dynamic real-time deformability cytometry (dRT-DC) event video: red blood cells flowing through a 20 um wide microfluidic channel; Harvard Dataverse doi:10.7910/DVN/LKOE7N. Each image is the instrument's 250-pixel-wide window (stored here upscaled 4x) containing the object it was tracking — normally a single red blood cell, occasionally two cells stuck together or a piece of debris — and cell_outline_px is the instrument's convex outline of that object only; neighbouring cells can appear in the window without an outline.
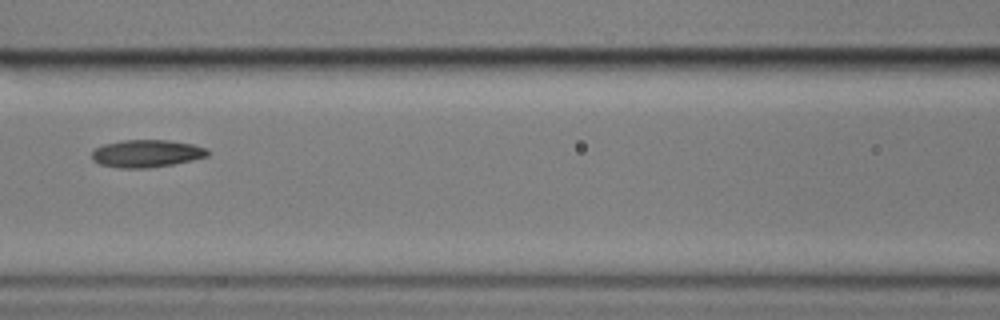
{"species": "common noctule bat (a hibernating species)", "species_latin": "Nyctalus noctula", "temperature_condition": "cold", "stored_images_in_passage": 13, "camera_frame_rate_fps": 3000, "um_per_image_px": 0.085, "animal": {"sex": "male", "body_mass_g": 17.9}, "frame": {"image": 1, "passage_image": 6, "time_ms": 7.0, "image_size_px": [1000, 320], "cell_outline_px": [[212, 152], [208, 156], [192, 160], [172, 164], [148, 168], [116, 168], [100, 164], [92, 160], [92, 152], [96, 148], [104, 144], [124, 140], [168, 140], [192, 144], [208, 148]], "centroid_in_image_um": [12.49, 13.05], "position_along_channel_um": 154.1, "area_um2": 18.67}}
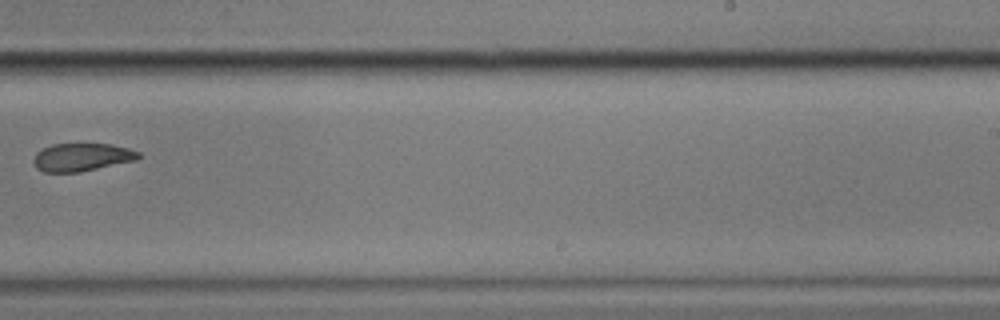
{"frame": {"image": 2, "passage_image": 9, "time_ms": 10.667, "image_size_px": [1000, 320], "cell_outline_px": [[140, 156], [136, 160], [80, 172], [44, 172], [36, 168], [32, 160], [36, 152], [52, 144], [112, 144], [128, 148], [140, 152]], "centroid_in_image_um": [6.94, 13.36], "position_along_channel_um": 282.1, "area_um2": 17.11}}
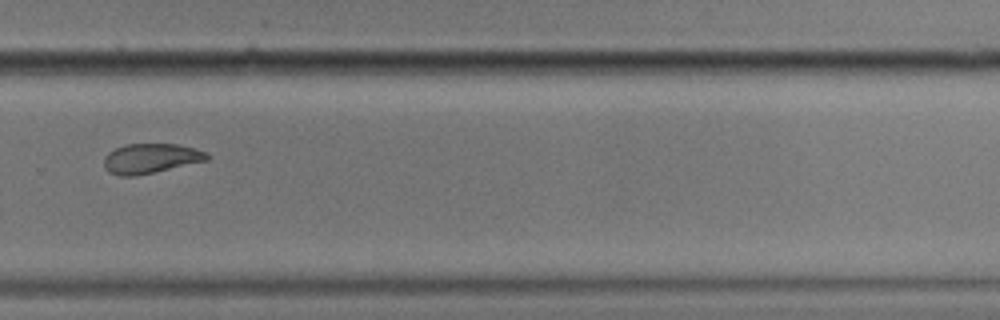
{"frame": {"image": 3, "passage_image": 10, "time_ms": 11.667, "image_size_px": [1000, 320], "cell_outline_px": [[208, 160], [136, 176], [120, 176], [108, 172], [104, 168], [104, 156], [108, 152], [116, 148], [128, 144], [176, 144], [196, 148], [208, 152]], "centroid_in_image_um": [12.8, 13.47], "position_along_channel_um": 317.0, "area_um2": 17.92}, "authors_computed_cell_mechanics": {"area_um2": 18.207, "velocity_mm_per_s": 3.4889, "shape_relaxation_time_tau1_ms": null, "shape_relaxation_time_tau2_ms": 2.0399, "deformation_change_tau1": null, "deformation_change_tau2": 0.0528}}